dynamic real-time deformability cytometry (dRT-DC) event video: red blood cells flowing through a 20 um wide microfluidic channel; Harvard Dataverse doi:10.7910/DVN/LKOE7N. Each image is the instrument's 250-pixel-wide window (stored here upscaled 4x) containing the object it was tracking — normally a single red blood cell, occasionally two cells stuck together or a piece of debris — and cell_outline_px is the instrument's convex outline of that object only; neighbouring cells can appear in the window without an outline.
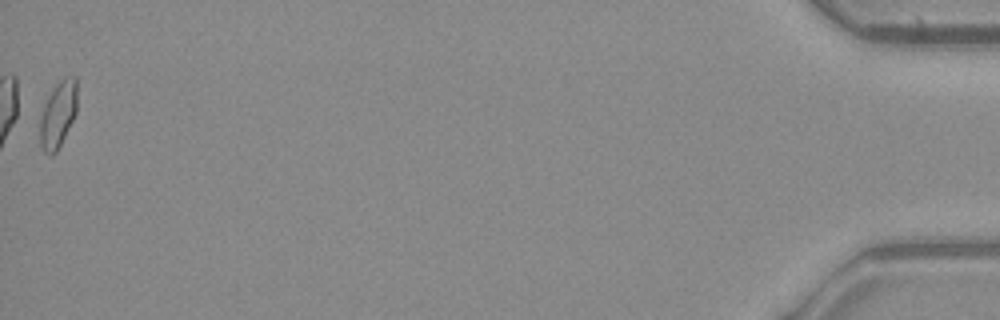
{"species": "common noctule bat (a hibernating species)", "species_latin": "Nyctalus noctula", "temperature_condition": "warm", "stored_images_in_passage": 37, "camera_frame_rate_fps": 3000, "um_per_image_px": 0.085, "animal": {"sex": "male", "body_mass_g": 23.1, "forearm_length_mm": 52.7}, "frame": {"image": 1, "passage_image": 37, "time_ms": 12.0, "image_size_px": [1000, 320], "cell_outline_px": [[76, 112], [56, 152], [52, 156], [48, 156], [44, 152], [40, 144], [40, 116], [44, 104], [48, 96], [56, 84], [64, 76], [76, 76]], "centroid_in_image_um": [4.91, 9.72], "position_along_channel_um": 430.3, "area_um2": 14.28}, "authors_computed_cell_mechanics": {"area_um2": 13.3518, "velocity_mm_per_s": 3.9463, "shape_relaxation_time_tau1_ms": 9.6513, "shape_relaxation_time_tau2_ms": 0.6103, "deformation_change_tau1": 0.1678, "deformation_change_tau2": 0.0427}}